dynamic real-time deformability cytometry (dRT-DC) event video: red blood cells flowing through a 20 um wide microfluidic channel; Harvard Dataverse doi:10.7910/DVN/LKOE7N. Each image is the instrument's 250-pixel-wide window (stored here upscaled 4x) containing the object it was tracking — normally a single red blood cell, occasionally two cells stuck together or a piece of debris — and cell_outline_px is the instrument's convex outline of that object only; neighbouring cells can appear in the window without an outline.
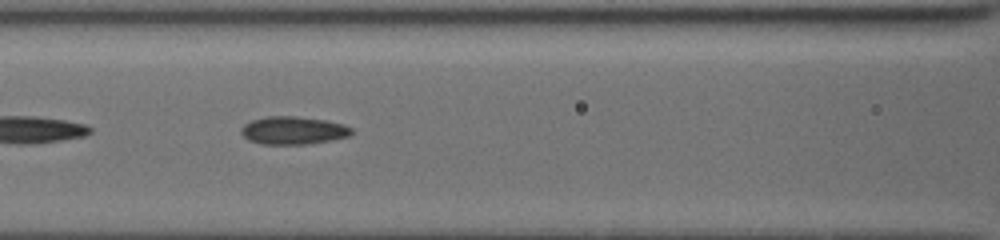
{"species": "common noctule bat (a hibernating species)", "species_latin": "Nyctalus noctula", "temperature_condition": "cold", "stored_images_in_passage": 30, "segment_of_instrument_passage": [2, 2], "camera_frame_rate_fps": 3000, "um_per_image_px": 0.085, "animal": {"sex": "female", "body_mass_g": 19.5, "forearm_length_mm": 54.1}, "frame": {"image": 1, "passage_image": 21, "time_ms": 8.667, "image_size_px": [1000, 240], "cell_outline_px": [[352, 132], [348, 136], [308, 144], [260, 144], [248, 140], [240, 132], [240, 128], [244, 124], [252, 120], [268, 116], [296, 116], [324, 120], [344, 124], [352, 128]], "centroid_in_image_um": [24.88, 11.08], "position_along_channel_um": 141.7, "area_um2": 17.86}}
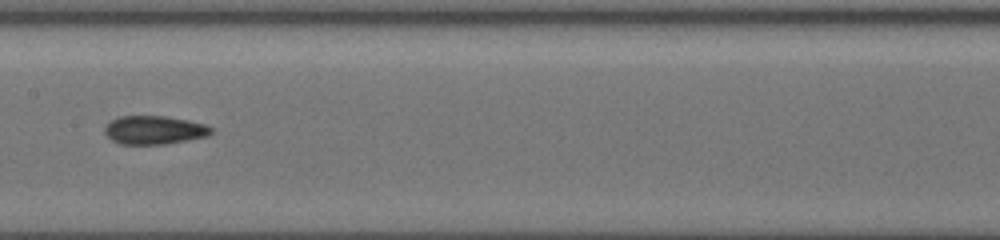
{"frame": {"image": 2, "passage_image": 24, "time_ms": 10.0, "image_size_px": [1000, 240], "cell_outline_px": [[212, 132], [208, 136], [188, 140], [164, 144], [120, 144], [112, 140], [104, 132], [104, 128], [112, 120], [120, 116], [164, 116], [188, 120], [204, 124], [212, 128]], "centroid_in_image_um": [13.11, 11.05], "position_along_channel_um": 194.3, "area_um2": 17.57}}
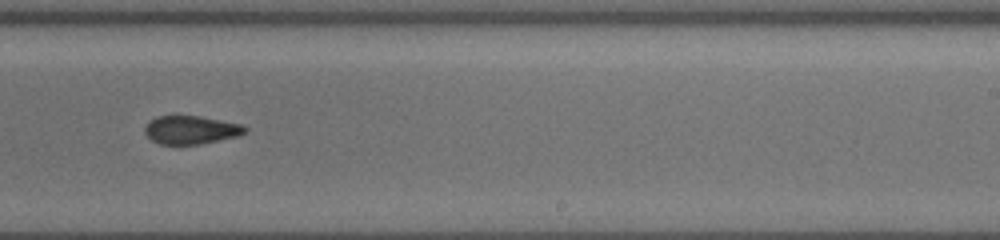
{"frame": {"image": 3, "passage_image": 28, "time_ms": 12.0, "image_size_px": [1000, 240], "cell_outline_px": [[248, 132], [240, 136], [200, 144], [160, 144], [152, 140], [144, 132], [144, 128], [148, 120], [156, 116], [200, 116], [244, 124], [248, 128]], "centroid_in_image_um": [16.28, 11.03], "position_along_channel_um": 272.7, "area_um2": 16.82}}